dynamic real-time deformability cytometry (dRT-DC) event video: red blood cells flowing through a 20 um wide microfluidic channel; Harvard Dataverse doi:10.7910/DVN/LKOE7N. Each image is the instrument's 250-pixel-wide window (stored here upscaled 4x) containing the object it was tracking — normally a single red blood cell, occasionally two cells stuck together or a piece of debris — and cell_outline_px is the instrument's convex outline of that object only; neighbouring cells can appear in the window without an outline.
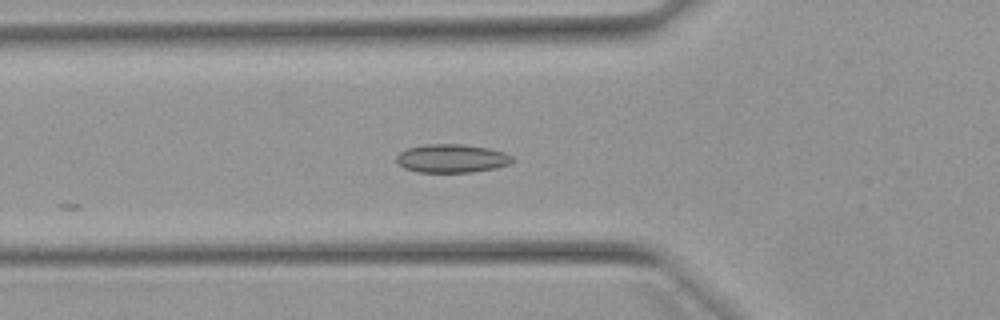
{"species": "Egyptian fruit bat (a non-hibernating species)", "species_latin": "Rousettus aegyptiacus", "temperature_condition": "warm", "stored_images_in_passage": 10, "camera_frame_rate_fps": 3000, "um_per_image_px": 0.085, "animal": {"sex": "female"}, "frame": {"image": 1, "passage_image": 4, "time_ms": 1.0, "image_size_px": [1000, 320], "cell_outline_px": [[512, 164], [496, 168], [472, 172], [416, 172], [404, 168], [396, 160], [396, 156], [400, 152], [408, 148], [424, 144], [464, 144], [488, 148], [504, 152], [512, 156]], "centroid_in_image_um": [38.41, 13.46], "position_along_channel_um": 87.4, "area_um2": 19.31}}
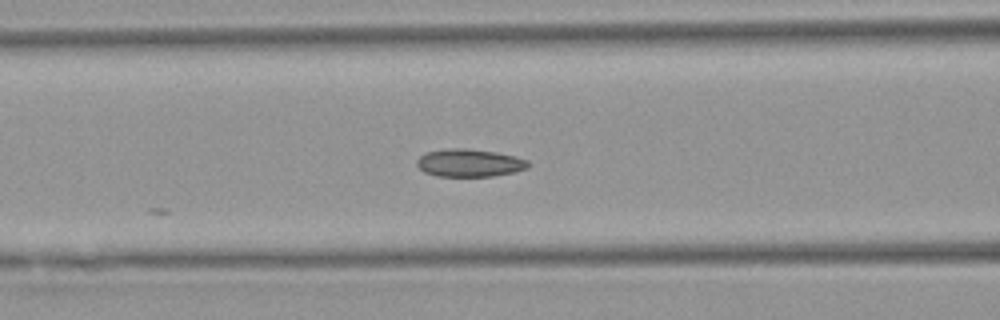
{"frame": {"image": 2, "passage_image": 7, "time_ms": 2.0, "image_size_px": [1000, 320], "cell_outline_px": [[528, 168], [516, 172], [492, 176], [436, 176], [424, 172], [416, 164], [416, 160], [424, 152], [448, 148], [464, 148], [496, 152], [516, 156], [528, 160]], "centroid_in_image_um": [39.89, 13.84], "position_along_channel_um": 126.7, "area_um2": 18.15}}
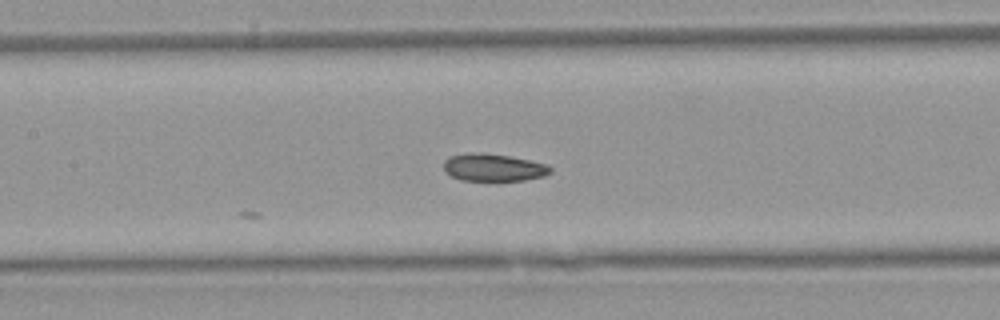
{"frame": {"image": 3, "passage_image": 10, "time_ms": 3.0, "image_size_px": [1000, 320], "cell_outline_px": [[552, 172], [544, 176], [524, 180], [496, 184], [460, 180], [444, 172], [444, 160], [452, 156], [480, 152], [508, 156], [548, 164], [552, 168]], "centroid_in_image_um": [41.96, 14.3], "position_along_channel_um": 165.4, "area_um2": 17.8}}